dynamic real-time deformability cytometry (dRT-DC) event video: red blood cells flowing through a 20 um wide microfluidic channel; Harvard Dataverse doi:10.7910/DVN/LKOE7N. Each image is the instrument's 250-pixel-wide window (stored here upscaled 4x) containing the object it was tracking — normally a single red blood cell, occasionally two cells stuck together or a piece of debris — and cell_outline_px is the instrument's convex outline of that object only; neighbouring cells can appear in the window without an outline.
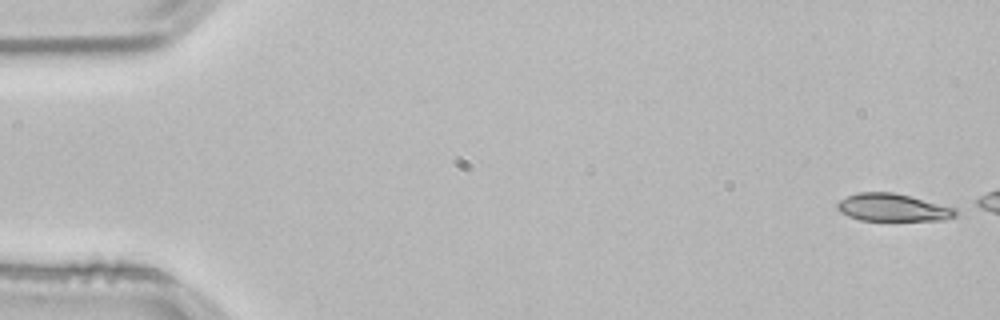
{"species": "common noctule bat (a hibernating species)", "species_latin": "Nyctalus noctula", "temperature_condition": "room temperature", "stored_images_in_passage": 6, "camera_frame_rate_fps": 3000, "um_per_image_px": 0.085, "animal": {"sex": "male", "body_mass_g": 21.5, "forearm_length_mm": 52.0}, "frame": {"image": 1, "passage_image": 1, "time_ms": 0.0, "image_size_px": [1000, 320], "cell_outline_px": [[960, 212], [956, 216], [944, 220], [860, 220], [848, 216], [840, 212], [836, 208], [836, 204], [840, 200], [848, 196], [860, 192], [892, 192], [956, 208]], "centroid_in_image_um": [75.89, 17.65], "position_along_channel_um": 9.1, "area_um2": 18.9}}